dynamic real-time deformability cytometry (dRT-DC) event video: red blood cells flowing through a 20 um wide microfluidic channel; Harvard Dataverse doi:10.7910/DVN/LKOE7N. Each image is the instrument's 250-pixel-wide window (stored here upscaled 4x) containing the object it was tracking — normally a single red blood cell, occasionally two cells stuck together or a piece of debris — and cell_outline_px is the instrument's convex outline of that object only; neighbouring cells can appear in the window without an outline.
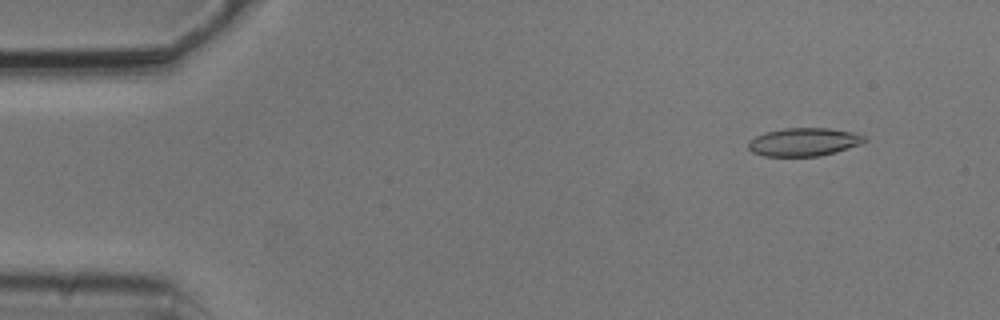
{"species": "common noctule bat (a hibernating species)", "species_latin": "Nyctalus noctula", "temperature_condition": "cold", "stored_images_in_passage": 5, "camera_frame_rate_fps": 3000, "um_per_image_px": 0.085, "animal": {"sex": "male", "body_mass_g": 20.5, "forearm_length_mm": 52.5}, "frame": {"image": 1, "passage_image": 2, "time_ms": 0.333, "image_size_px": [1000, 320], "cell_outline_px": [[868, 140], [860, 144], [836, 152], [820, 156], [764, 156], [752, 152], [748, 148], [748, 140], [764, 132], [784, 128], [828, 128], [852, 132], [868, 136]], "centroid_in_image_um": [68.33, 12.06], "position_along_channel_um": 16.7, "area_um2": 19.25}}